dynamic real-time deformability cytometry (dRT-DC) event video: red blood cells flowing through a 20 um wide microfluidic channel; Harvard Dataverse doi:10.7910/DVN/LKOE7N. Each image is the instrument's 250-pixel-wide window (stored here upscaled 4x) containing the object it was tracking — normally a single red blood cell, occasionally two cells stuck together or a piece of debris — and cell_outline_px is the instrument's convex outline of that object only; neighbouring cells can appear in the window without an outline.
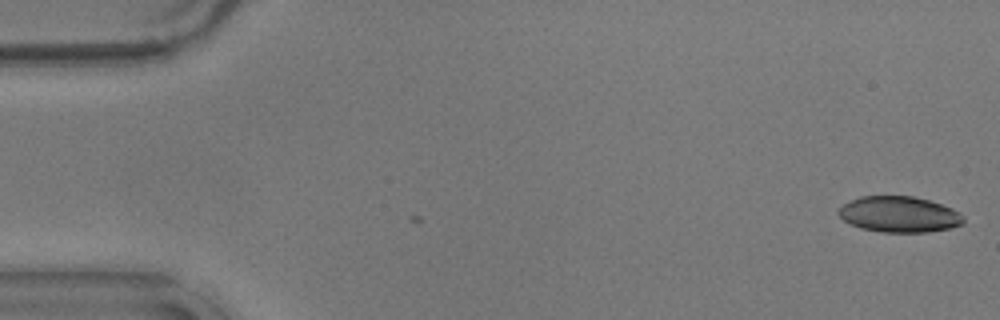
{"species": "common noctule bat (a hibernating species)", "species_latin": "Nyctalus noctula", "temperature_condition": "warm", "stored_images_in_passage": 4, "camera_frame_rate_fps": 3000, "um_per_image_px": 0.085, "animal": {"sex": "male", "body_mass_g": 17.9}, "frame": {"image": 1, "passage_image": 4, "time_ms": 1.0, "image_size_px": [1000, 320], "cell_outline_px": [[964, 224], [948, 228], [928, 232], [880, 232], [860, 228], [848, 224], [836, 212], [844, 204], [860, 196], [912, 196], [928, 200], [952, 208], [960, 212], [964, 216]], "centroid_in_image_um": [76.43, 18.23], "position_along_channel_um": 8.6, "area_um2": 26.18}}